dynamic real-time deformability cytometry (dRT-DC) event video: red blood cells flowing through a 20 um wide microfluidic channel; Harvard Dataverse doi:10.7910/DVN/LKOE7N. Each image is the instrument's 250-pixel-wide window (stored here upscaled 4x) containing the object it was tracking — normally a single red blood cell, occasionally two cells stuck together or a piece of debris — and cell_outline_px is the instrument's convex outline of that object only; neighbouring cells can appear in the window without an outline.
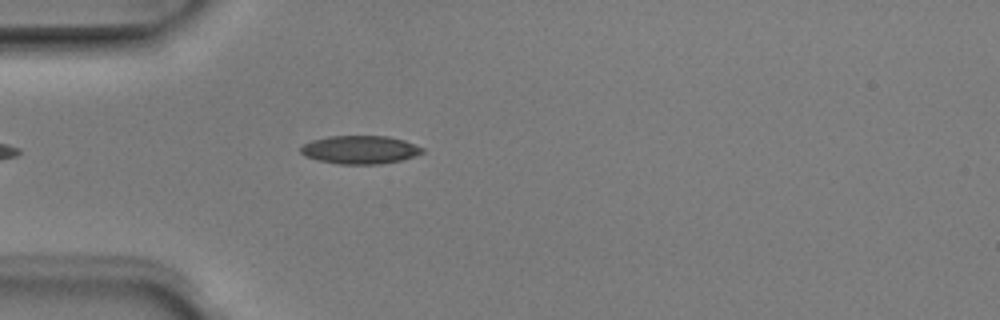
{"species": "Egyptian fruit bat (a non-hibernating species)", "species_latin": "Rousettus aegyptiacus", "temperature_condition": "room temperature", "stored_images_in_passage": 2, "camera_frame_rate_fps": 3000, "um_per_image_px": 0.085, "animal": {"sex": "male"}, "frame": {"image": 1, "passage_image": 2, "time_ms": 0.333, "image_size_px": [1000, 320], "cell_outline_px": [[424, 152], [400, 160], [380, 164], [340, 164], [316, 160], [304, 156], [300, 152], [300, 148], [304, 144], [312, 140], [328, 136], [388, 136], [404, 140], [424, 148]], "centroid_in_image_um": [30.57, 12.72], "position_along_channel_um": 54.4, "area_um2": 20.0}}